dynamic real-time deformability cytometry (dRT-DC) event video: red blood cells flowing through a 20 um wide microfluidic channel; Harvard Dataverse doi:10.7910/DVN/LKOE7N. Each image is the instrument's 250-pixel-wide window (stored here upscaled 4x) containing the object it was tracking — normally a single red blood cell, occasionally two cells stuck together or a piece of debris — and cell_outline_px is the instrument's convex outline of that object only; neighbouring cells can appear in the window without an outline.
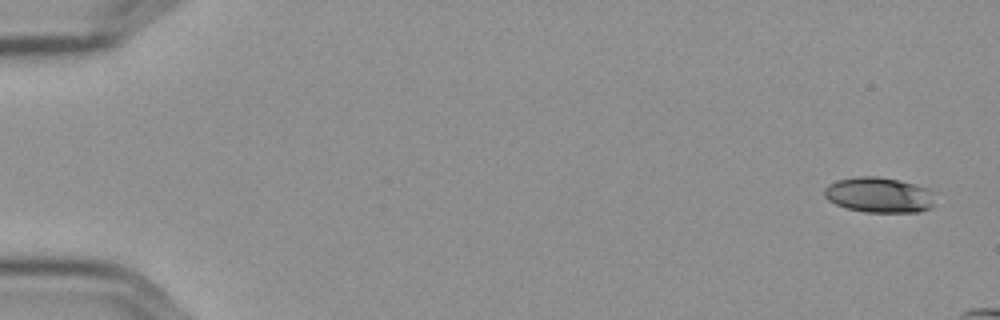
{"species": "Egyptian fruit bat (a non-hibernating species)", "species_latin": "Rousettus aegyptiacus", "temperature_condition": "cold", "stored_images_in_passage": 4, "camera_frame_rate_fps": 3000, "um_per_image_px": 0.085, "frame": {"image": 1, "passage_image": 1, "time_ms": 0.0, "image_size_px": [1000, 320], "cell_outline_px": [[932, 208], [920, 212], [864, 212], [848, 208], [836, 204], [828, 200], [824, 196], [824, 188], [828, 184], [836, 180], [856, 176], [876, 176], [900, 180], [924, 188], [932, 192]], "centroid_in_image_um": [74.67, 16.57], "position_along_channel_um": 10.3, "area_um2": 22.72}}